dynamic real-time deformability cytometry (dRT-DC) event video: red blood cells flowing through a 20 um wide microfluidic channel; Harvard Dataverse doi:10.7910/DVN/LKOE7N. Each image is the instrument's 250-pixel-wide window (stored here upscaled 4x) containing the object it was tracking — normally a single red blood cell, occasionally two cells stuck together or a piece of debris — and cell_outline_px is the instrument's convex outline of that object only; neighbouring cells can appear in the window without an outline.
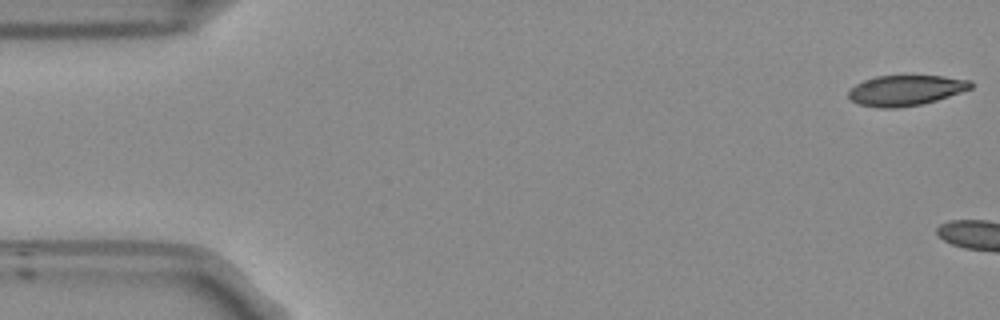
{"species": "Egyptian fruit bat (a non-hibernating species)", "species_latin": "Rousettus aegyptiacus", "temperature_condition": "room temperature", "stored_images_in_passage": 5, "camera_frame_rate_fps": 3000, "um_per_image_px": 0.085, "frame": {"image": 1, "passage_image": 1, "time_ms": 0.0, "image_size_px": [1000, 320], "cell_outline_px": [[972, 88], [936, 100], [920, 104], [900, 108], [880, 108], [860, 104], [852, 100], [848, 96], [848, 92], [856, 84], [864, 80], [876, 76], [944, 76], [972, 80]], "centroid_in_image_um": [76.99, 7.68], "position_along_channel_um": 8.0, "area_um2": 21.5}}